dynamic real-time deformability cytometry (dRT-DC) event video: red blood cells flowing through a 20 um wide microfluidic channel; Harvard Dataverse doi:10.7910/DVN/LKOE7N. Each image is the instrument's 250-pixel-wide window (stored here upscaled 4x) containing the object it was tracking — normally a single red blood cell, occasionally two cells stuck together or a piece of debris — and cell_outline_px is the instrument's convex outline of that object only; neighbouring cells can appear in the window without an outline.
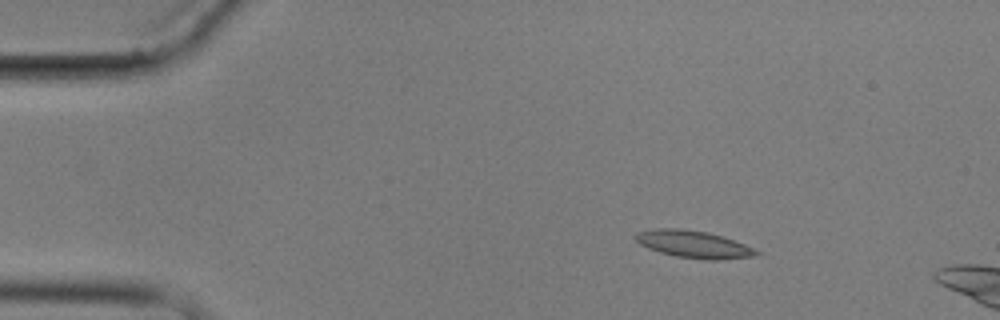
{"species": "common noctule bat (a hibernating species)", "species_latin": "Nyctalus noctula", "temperature_condition": "cold", "stored_images_in_passage": 5, "camera_frame_rate_fps": 3000, "um_per_image_px": 0.085, "animal": {"sex": "male", "body_mass_g": 17.9}, "frame": {"image": 1, "passage_image": 2, "time_ms": 1.0, "image_size_px": [1000, 320], "cell_outline_px": [[760, 252], [752, 256], [716, 260], [704, 260], [676, 256], [660, 252], [648, 248], [640, 244], [636, 240], [636, 232], [656, 228], [680, 228], [708, 232], [724, 236], [744, 244]], "centroid_in_image_um": [58.93, 20.75], "position_along_channel_um": 26.1, "area_um2": 19.07}}